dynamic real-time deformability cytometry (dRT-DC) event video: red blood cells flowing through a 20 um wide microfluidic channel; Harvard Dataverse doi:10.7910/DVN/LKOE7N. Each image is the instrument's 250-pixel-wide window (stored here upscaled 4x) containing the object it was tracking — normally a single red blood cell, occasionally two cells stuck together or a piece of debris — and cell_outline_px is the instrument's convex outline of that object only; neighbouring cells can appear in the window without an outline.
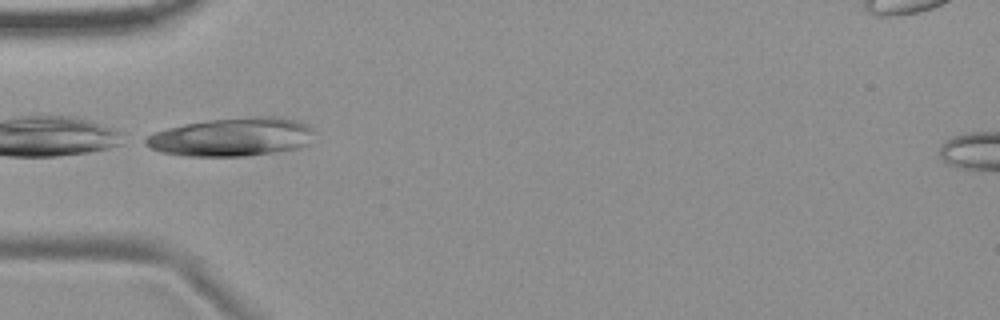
{"species": "common noctule bat (a hibernating species)", "species_latin": "Nyctalus noctula", "temperature_condition": "room temperature", "stored_images_in_passage": 28, "camera_frame_rate_fps": 3000, "um_per_image_px": 0.085, "animal": {"sex": "female", "body_mass_g": 19.9}, "frame": {"image": 1, "passage_image": 1, "time_ms": 0.0, "image_size_px": [1000, 320], "cell_outline_px": [[316, 132], [308, 144], [296, 148], [248, 156], [184, 156], [160, 152], [144, 144], [140, 140], [152, 132], [184, 124], [208, 120], [260, 116], [280, 116], [300, 120], [308, 124]], "centroid_in_image_um": [19.71, 11.63], "position_along_channel_um": 65.3, "area_um2": 38.26}}
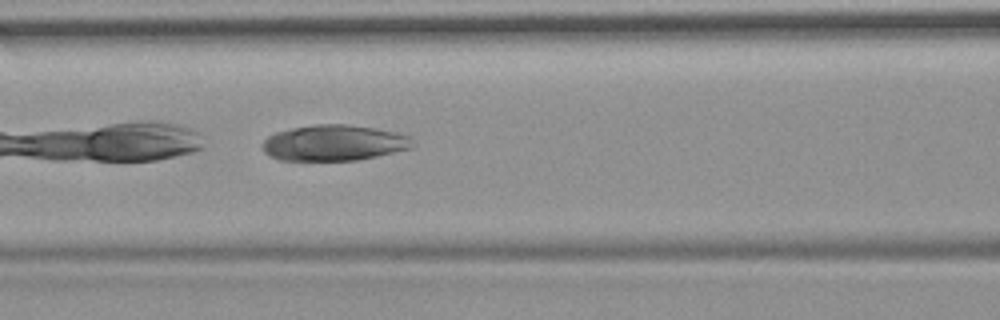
{"frame": {"image": 2, "passage_image": 7, "time_ms": 2.0, "image_size_px": [1000, 320], "cell_outline_px": [[416, 144], [412, 148], [376, 156], [356, 160], [280, 160], [268, 156], [264, 152], [264, 140], [268, 136], [276, 132], [292, 128], [316, 124], [348, 124], [376, 128], [408, 136]], "centroid_in_image_um": [28.39, 12.14], "position_along_channel_um": 138.2, "area_um2": 31.21}}
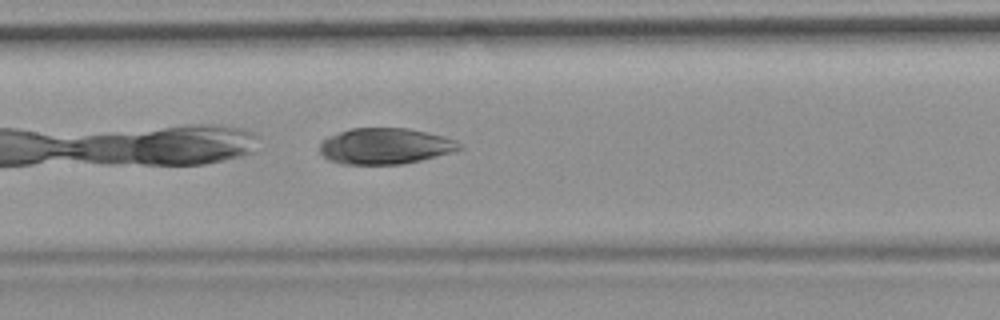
{"frame": {"image": 3, "passage_image": 10, "time_ms": 3.0, "image_size_px": [1000, 320], "cell_outline_px": [[464, 148], [436, 156], [420, 160], [400, 164], [340, 164], [328, 160], [320, 152], [320, 144], [328, 136], [352, 128], [408, 128], [444, 136], [456, 140]], "centroid_in_image_um": [32.73, 12.42], "position_along_channel_um": 174.7, "area_um2": 29.19}, "authors_computed_cell_mechanics": {"area_um2": 29.189, "velocity_mm_per_s": 3.6526, "shape_relaxation_time_tau1_ms": 6.4577, "shape_relaxation_time_tau2_ms": 1.3731, "deformation_change_tau1": 0.2344, "deformation_change_tau2": 0.0499}}